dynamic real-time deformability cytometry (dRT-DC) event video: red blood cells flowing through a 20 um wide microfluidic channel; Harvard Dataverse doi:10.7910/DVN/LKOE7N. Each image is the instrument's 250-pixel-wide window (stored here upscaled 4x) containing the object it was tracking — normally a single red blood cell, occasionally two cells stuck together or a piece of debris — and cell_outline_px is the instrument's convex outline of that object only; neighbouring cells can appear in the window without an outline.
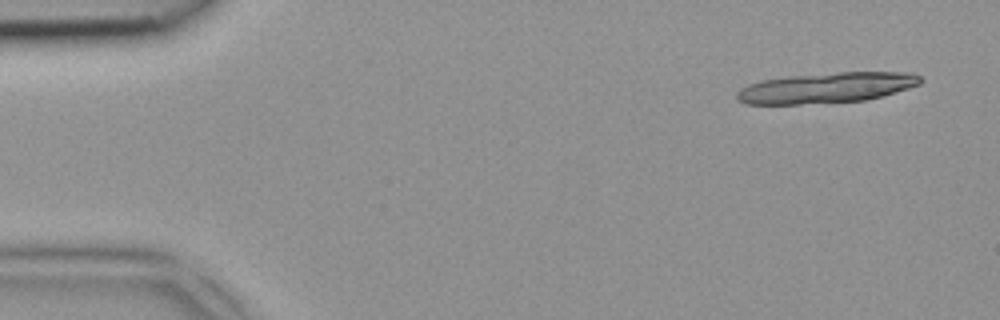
{"species": "common noctule bat (a hibernating species)", "species_latin": "Nyctalus noctula", "temperature_condition": "room temperature", "stored_images_in_passage": 6, "camera_frame_rate_fps": 3000, "um_per_image_px": 0.085, "animal": {"sex": "female", "body_mass_g": 18.4}, "frame": {"image": 1, "passage_image": 1, "time_ms": 0.0, "image_size_px": [1000, 320], "cell_outline_px": [[924, 80], [920, 84], [908, 88], [880, 96], [864, 100], [800, 104], [744, 104], [736, 100], [736, 92], [740, 88], [748, 84], [760, 80], [788, 76], [840, 72], [912, 72], [920, 76]], "centroid_in_image_um": [70.2, 7.45], "position_along_channel_um": 14.8, "area_um2": 32.66}}
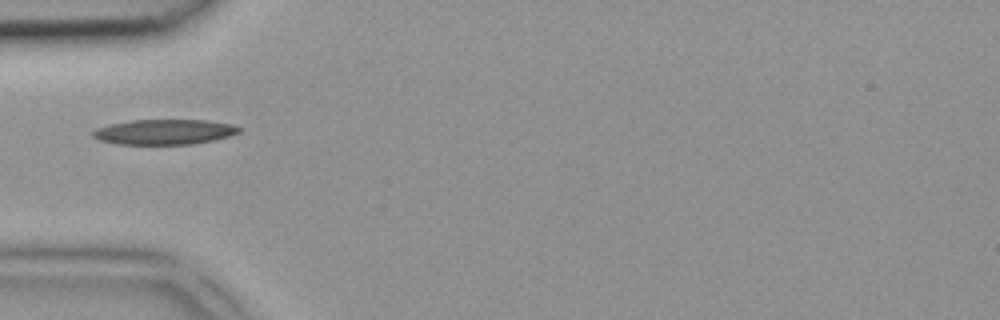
{"frame": {"image": 2, "passage_image": 4, "time_ms": 1.0, "image_size_px": [1000, 320], "cell_outline_px": [[240, 132], [216, 140], [192, 144], [116, 144], [100, 140], [92, 136], [92, 132], [96, 128], [108, 124], [132, 120], [208, 120], [232, 124], [240, 128]], "centroid_in_image_um": [13.96, 11.21], "position_along_channel_um": 71.0, "area_um2": 21.5}}
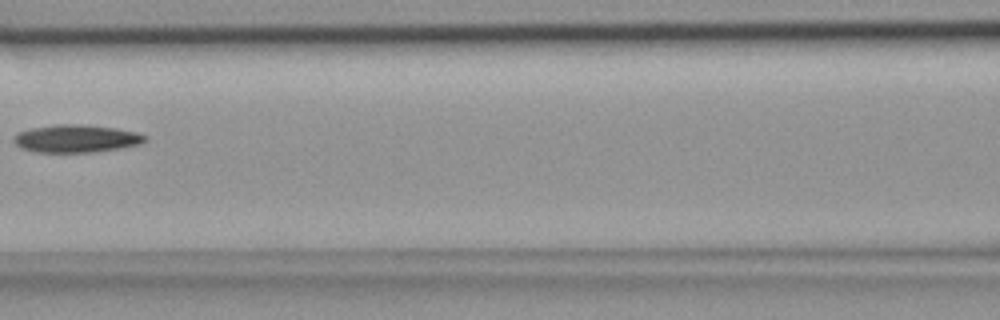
{"frame": {"image": 3, "passage_image": 6, "time_ms": 1.667, "image_size_px": [1000, 320], "cell_outline_px": [[148, 140], [140, 144], [120, 148], [96, 152], [36, 152], [20, 148], [12, 140], [20, 132], [32, 128], [56, 124], [76, 124], [116, 128], [136, 132], [144, 136]], "centroid_in_image_um": [6.48, 11.79], "position_along_channel_um": 160.1, "area_um2": 21.04}}